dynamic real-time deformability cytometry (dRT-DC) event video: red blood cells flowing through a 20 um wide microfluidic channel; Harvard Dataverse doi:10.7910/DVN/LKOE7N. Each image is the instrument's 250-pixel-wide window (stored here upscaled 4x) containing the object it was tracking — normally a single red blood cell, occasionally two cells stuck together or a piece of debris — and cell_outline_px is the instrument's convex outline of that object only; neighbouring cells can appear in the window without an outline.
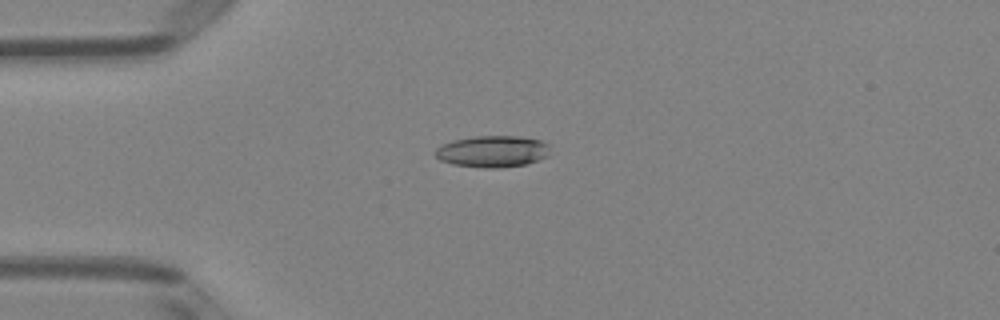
{"species": "Egyptian fruit bat (a non-hibernating species)", "species_latin": "Rousettus aegyptiacus", "temperature_condition": "room temperature", "stored_images_in_passage": 51, "camera_frame_rate_fps": 3000, "um_per_image_px": 0.085, "animal": {"sex": "female"}, "frame": {"image": 1, "passage_image": 13, "time_ms": 4.0, "image_size_px": [1000, 320], "cell_outline_px": [[548, 156], [528, 164], [500, 168], [484, 168], [452, 164], [440, 160], [432, 152], [436, 148], [452, 140], [476, 136], [520, 136], [540, 140], [548, 144]], "centroid_in_image_um": [41.85, 12.87], "position_along_channel_um": 43.1, "area_um2": 21.27}}
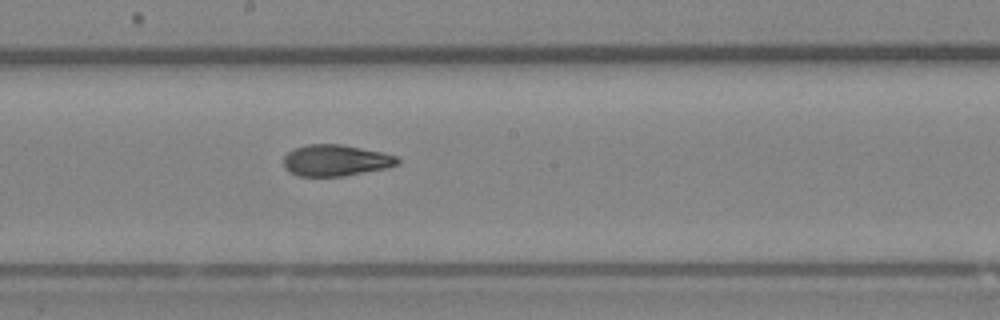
{"frame": {"image": 2, "passage_image": 28, "time_ms": 9.0, "image_size_px": [1000, 320], "cell_outline_px": [[400, 164], [388, 168], [344, 176], [300, 176], [288, 172], [284, 168], [284, 156], [292, 148], [308, 144], [340, 144], [384, 152], [396, 156], [400, 160]], "centroid_in_image_um": [28.54, 13.63], "position_along_channel_um": 219.7, "area_um2": 21.1}}
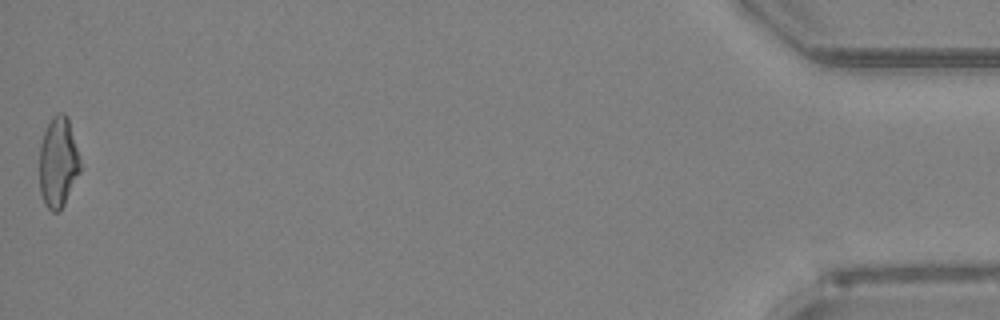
{"frame": {"image": 3, "passage_image": 51, "time_ms": 16.667, "image_size_px": [1000, 320], "cell_outline_px": [[80, 172], [60, 212], [52, 212], [44, 204], [40, 192], [40, 144], [44, 132], [52, 116], [56, 112], [64, 112], [68, 116], [80, 160]], "centroid_in_image_um": [4.94, 13.79], "position_along_channel_um": 430.3, "area_um2": 21.56}, "authors_computed_cell_mechanics": {"area_um2": 21.3282, "velocity_mm_per_s": 3.9848, "shape_relaxation_time_tau1_ms": 4.6749, "shape_relaxation_time_tau2_ms": 2.6443, "deformation_change_tau1": 0.196, "deformation_change_tau2": 0.102}}